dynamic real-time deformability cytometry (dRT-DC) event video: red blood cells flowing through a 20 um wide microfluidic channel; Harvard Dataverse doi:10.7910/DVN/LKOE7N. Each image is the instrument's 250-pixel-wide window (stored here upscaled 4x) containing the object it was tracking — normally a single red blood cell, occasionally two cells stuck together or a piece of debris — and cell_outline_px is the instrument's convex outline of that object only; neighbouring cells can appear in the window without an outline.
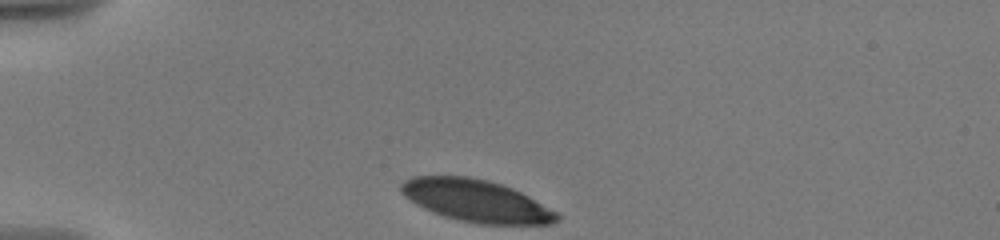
{"species": "human", "species_latin": "Homo sapiens", "temperature_condition": "warm", "stored_images_in_passage": 13, "camera_frame_rate_fps": 3000, "um_per_image_px": 0.085, "donor": {"sex": "male"}, "frame": {"image": 1, "passage_image": 1, "time_ms": 0.0, "image_size_px": [1000, 240], "cell_outline_px": [[560, 220], [552, 224], [476, 224], [444, 216], [424, 208], [416, 204], [404, 196], [400, 188], [400, 184], [404, 180], [412, 176], [468, 176], [488, 180], [512, 188], [528, 196], [556, 212], [560, 216]], "centroid_in_image_um": [40.46, 17.06], "position_along_channel_um": 44.5, "area_um2": 38.09}}
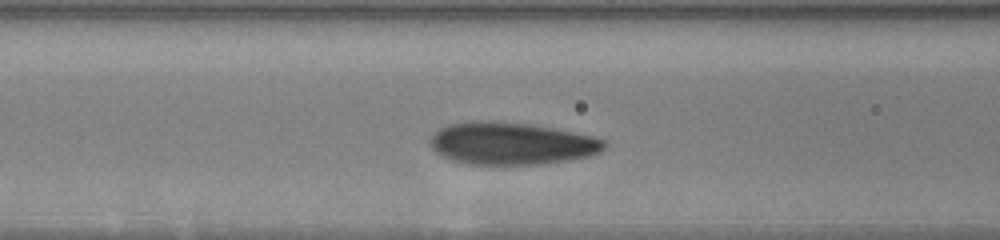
{"frame": {"image": 2, "passage_image": 6, "time_ms": 3.333, "image_size_px": [1000, 240], "cell_outline_px": [[608, 144], [600, 152], [588, 156], [568, 160], [544, 164], [468, 164], [452, 160], [436, 152], [432, 148], [432, 136], [440, 128], [452, 124], [472, 120], [480, 120], [528, 124], [556, 128], [592, 136], [604, 140]], "centroid_in_image_um": [43.51, 12.19], "position_along_channel_um": 123.1, "area_um2": 42.66}}
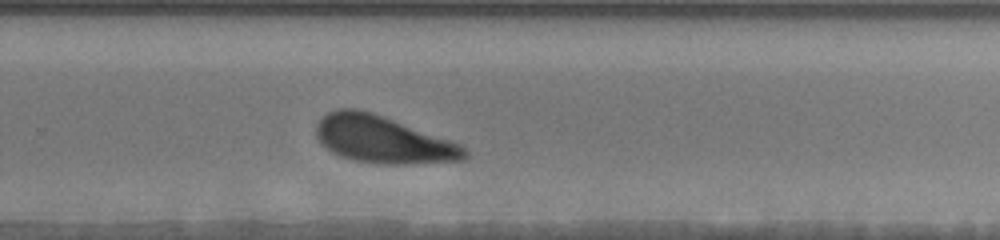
{"frame": {"image": 3, "passage_image": 13, "time_ms": 8.333, "image_size_px": [1000, 240], "cell_outline_px": [[468, 160], [412, 164], [380, 164], [356, 160], [340, 156], [332, 152], [320, 144], [316, 136], [316, 124], [328, 112], [340, 108], [356, 108], [372, 112], [460, 144], [468, 152]], "centroid_in_image_um": [32.54, 11.87], "position_along_channel_um": 297.3, "area_um2": 40.69}}